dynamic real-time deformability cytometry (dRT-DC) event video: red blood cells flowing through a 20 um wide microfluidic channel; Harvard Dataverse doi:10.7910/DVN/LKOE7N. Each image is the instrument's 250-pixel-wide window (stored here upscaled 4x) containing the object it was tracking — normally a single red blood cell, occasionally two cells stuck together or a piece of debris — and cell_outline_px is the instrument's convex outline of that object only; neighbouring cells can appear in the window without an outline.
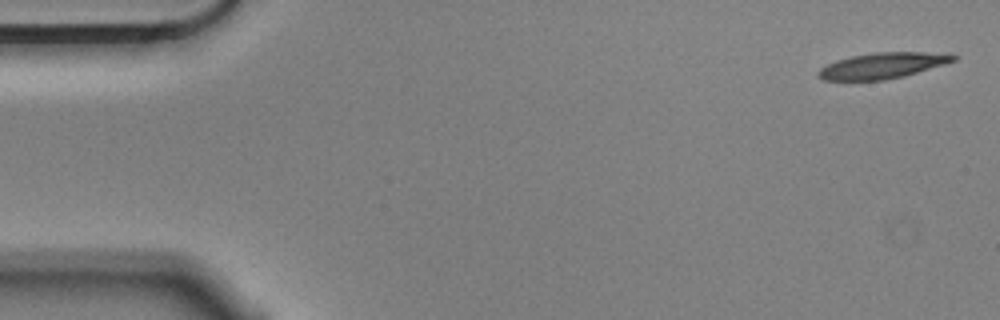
{"species": "Egyptian fruit bat (a non-hibernating species)", "species_latin": "Rousettus aegyptiacus", "temperature_condition": "cold", "stored_images_in_passage": 6, "segment_of_instrument_passage": [2, 2], "camera_frame_rate_fps": 3000, "um_per_image_px": 0.085, "animal": {"sex": "male"}, "frame": {"image": 1, "passage_image": 6, "time_ms": 1.667, "image_size_px": [1000, 320], "cell_outline_px": [[956, 60], [948, 64], [904, 76], [884, 80], [824, 80], [816, 76], [816, 72], [820, 68], [836, 60], [852, 56], [876, 52], [948, 52], [956, 56]], "centroid_in_image_um": [75.07, 5.57], "position_along_channel_um": 9.9, "area_um2": 20.63}}